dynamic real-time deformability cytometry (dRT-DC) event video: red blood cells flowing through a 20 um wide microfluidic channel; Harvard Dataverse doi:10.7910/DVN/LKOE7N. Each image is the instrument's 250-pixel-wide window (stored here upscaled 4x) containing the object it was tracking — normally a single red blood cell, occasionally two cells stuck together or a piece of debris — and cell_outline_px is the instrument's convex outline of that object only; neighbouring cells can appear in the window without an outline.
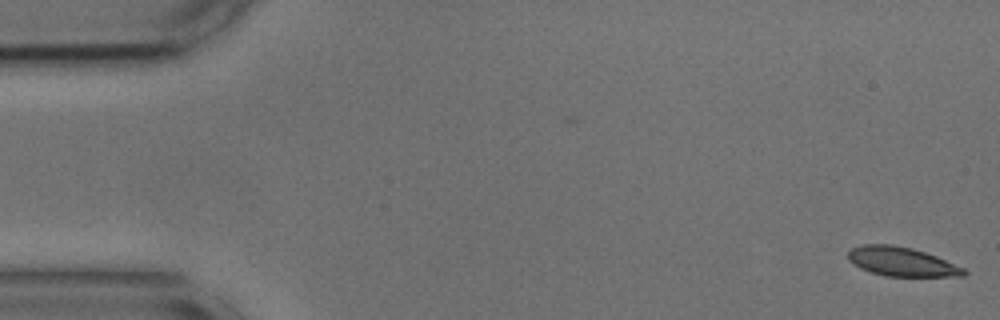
{"species": "common noctule bat (a hibernating species)", "species_latin": "Nyctalus noctula", "temperature_condition": "cold", "stored_images_in_passage": 4, "camera_frame_rate_fps": 3000, "um_per_image_px": 0.085, "animal": {"sex": "male", "body_mass_g": 17.9, "forearm_length_mm": 54.2}, "frame": {"image": 1, "passage_image": 1, "time_ms": 0.0, "image_size_px": [1000, 320], "cell_outline_px": [[968, 272], [964, 276], [884, 276], [860, 268], [848, 260], [848, 252], [852, 248], [864, 244], [892, 244], [912, 248], [936, 256], [964, 268]], "centroid_in_image_um": [76.63, 22.24], "position_along_channel_um": 8.4, "area_um2": 19.54}}
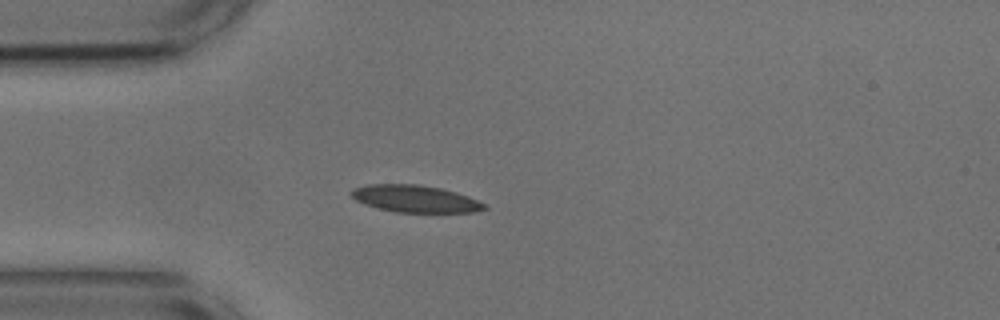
{"frame": {"image": 2, "passage_image": 4, "time_ms": 1.0, "image_size_px": [1000, 320], "cell_outline_px": [[488, 208], [472, 212], [396, 212], [364, 204], [356, 200], [348, 192], [352, 188], [368, 184], [416, 184], [440, 188], [456, 192], [468, 196], [488, 204]], "centroid_in_image_um": [35.29, 16.89], "position_along_channel_um": 49.7, "area_um2": 21.04}}